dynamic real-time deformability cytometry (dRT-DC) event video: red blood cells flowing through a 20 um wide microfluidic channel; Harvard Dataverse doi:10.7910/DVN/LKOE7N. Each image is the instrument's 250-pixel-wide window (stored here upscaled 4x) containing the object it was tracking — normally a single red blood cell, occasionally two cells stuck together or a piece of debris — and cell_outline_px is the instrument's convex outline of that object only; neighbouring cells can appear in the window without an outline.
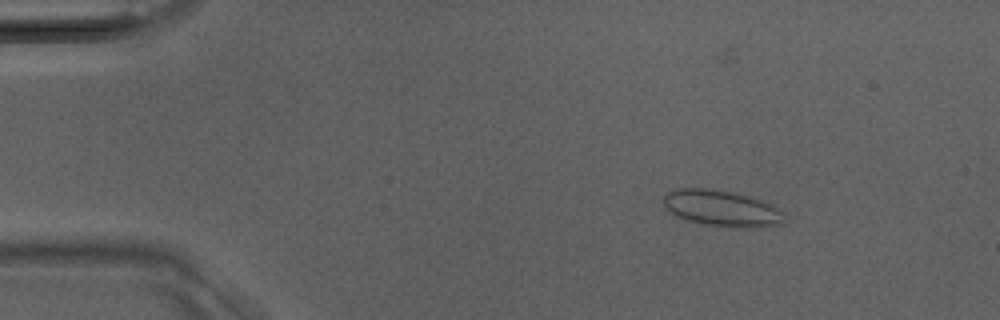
{"species": "Egyptian fruit bat (a non-hibernating species)", "species_latin": "Rousettus aegyptiacus", "temperature_condition": "room temperature", "stored_images_in_passage": 39, "camera_frame_rate_fps": 3000, "um_per_image_px": 0.085, "animal": {"sex": "male"}, "frame": {"image": 1, "passage_image": 6, "time_ms": 1.667, "image_size_px": [1000, 320], "cell_outline_px": [[784, 224], [756, 228], [740, 228], [704, 224], [688, 220], [672, 212], [664, 204], [664, 196], [668, 192], [676, 188], [704, 188], [732, 192], [760, 200], [784, 212]], "centroid_in_image_um": [61.39, 17.72], "position_along_channel_um": 23.6, "area_um2": 25.09}}
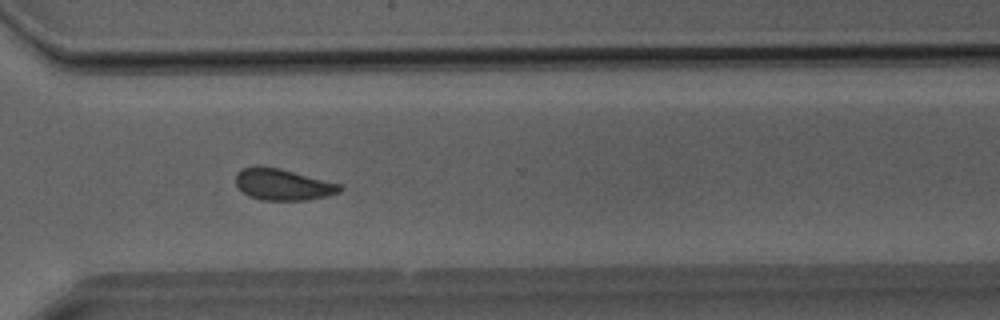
{"frame": {"image": 2, "passage_image": 29, "time_ms": 9.333, "image_size_px": [1000, 320], "cell_outline_px": [[344, 188], [340, 192], [328, 196], [308, 200], [264, 200], [248, 196], [236, 184], [236, 172], [240, 168], [256, 164], [260, 164], [280, 168], [344, 184]], "centroid_in_image_um": [24.07, 15.65], "position_along_channel_um": 346.5, "area_um2": 19.65}}
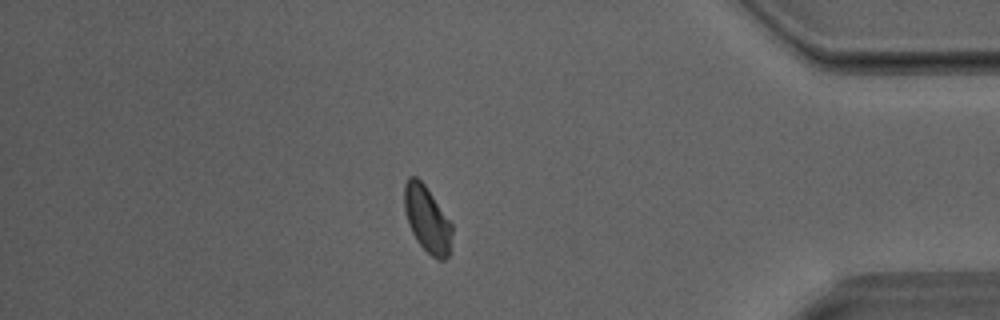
{"frame": {"image": 3, "passage_image": 34, "time_ms": 11.0, "image_size_px": [1000, 320], "cell_outline_px": [[452, 232], [448, 256], [444, 260], [436, 260], [416, 240], [408, 224], [404, 208], [404, 184], [408, 176], [416, 176], [424, 184], [452, 224]], "centroid_in_image_um": [36.28, 18.63], "position_along_channel_um": 398.9, "area_um2": 18.26}}